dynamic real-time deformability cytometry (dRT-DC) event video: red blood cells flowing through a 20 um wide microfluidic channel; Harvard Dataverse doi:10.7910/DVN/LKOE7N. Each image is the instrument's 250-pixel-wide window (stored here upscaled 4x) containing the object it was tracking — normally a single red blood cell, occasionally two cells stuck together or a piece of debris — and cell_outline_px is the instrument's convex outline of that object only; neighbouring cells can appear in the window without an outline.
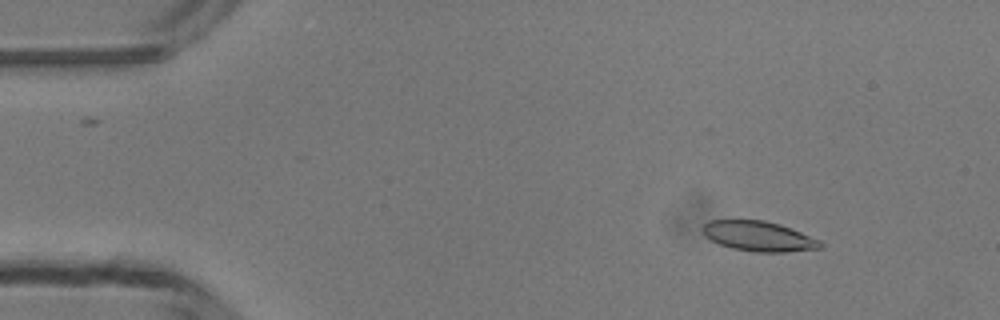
{"species": "common noctule bat (a hibernating species)", "species_latin": "Nyctalus noctula", "temperature_condition": "room temperature", "stored_images_in_passage": 45, "camera_frame_rate_fps": 3000, "um_per_image_px": 0.085, "animal": {"sex": "male", "body_mass_g": 13.3}, "frame": {"image": 1, "passage_image": 2, "time_ms": 0.333, "image_size_px": [1000, 320], "cell_outline_px": [[824, 244], [820, 248], [784, 252], [756, 252], [732, 248], [720, 244], [704, 236], [704, 224], [708, 220], [764, 220], [780, 224], [820, 240]], "centroid_in_image_um": [64.49, 20.08], "position_along_channel_um": 20.5, "area_um2": 20.4}}
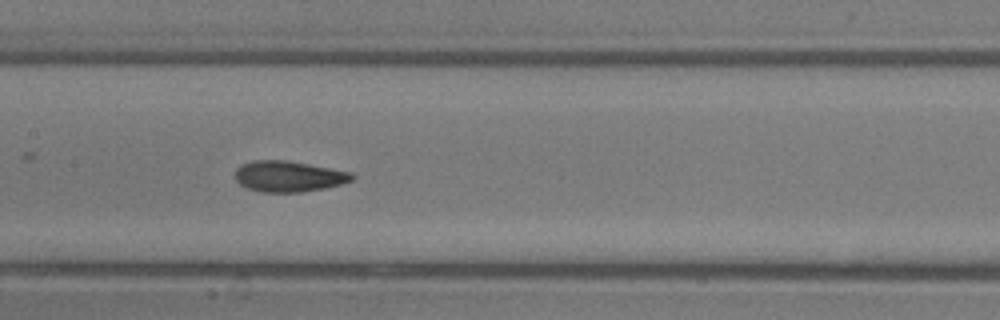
{"frame": {"image": 2, "passage_image": 20, "time_ms": 6.333, "image_size_px": [1000, 320], "cell_outline_px": [[356, 176], [352, 180], [340, 184], [324, 188], [300, 192], [260, 192], [248, 188], [240, 184], [236, 180], [236, 168], [240, 164], [252, 160], [288, 160], [352, 172]], "centroid_in_image_um": [24.52, 14.98], "position_along_channel_um": 182.9, "area_um2": 21.1}}
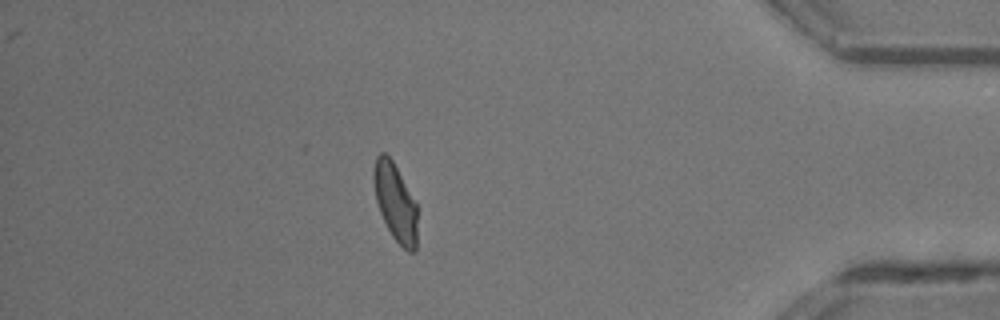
{"frame": {"image": 3, "passage_image": 39, "time_ms": 12.667, "image_size_px": [1000, 320], "cell_outline_px": [[416, 252], [408, 252], [392, 236], [380, 212], [376, 200], [372, 180], [372, 172], [376, 156], [380, 152], [384, 152], [392, 160], [416, 204]], "centroid_in_image_um": [33.57, 17.17], "position_along_channel_um": 401.6, "area_um2": 19.48}, "authors_computed_cell_mechanics": {"area_um2": 20.808, "velocity_mm_per_s": 4.1498, "shape_relaxation_time_tau1_ms": 6.7331, "shape_relaxation_time_tau2_ms": 1.4125, "deformation_change_tau1": 0.1779, "deformation_change_tau2": 0.0633}}